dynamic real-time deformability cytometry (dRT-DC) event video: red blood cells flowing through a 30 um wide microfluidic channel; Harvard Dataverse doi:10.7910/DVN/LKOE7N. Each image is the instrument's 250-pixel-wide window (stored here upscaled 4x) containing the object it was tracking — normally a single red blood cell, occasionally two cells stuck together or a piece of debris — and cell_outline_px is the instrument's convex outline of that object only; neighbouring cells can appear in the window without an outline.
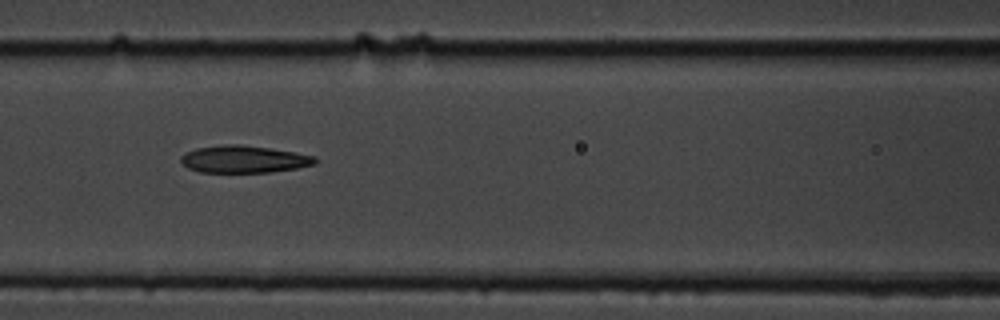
{"species": "common noctule bat (a hibernating species)", "species_latin": "Nyctalus noctula", "temperature_condition": "cold", "stored_images_in_passage": 15, "camera_frame_rate_fps": 3000, "um_per_image_px": 0.085, "animal": {"sex": "male", "body_mass_g": 19.5, "forearm_length_mm": 54.6}, "frame": {"image": 1, "passage_image": 7, "time_ms": 7.667, "image_size_px": [1000, 320], "cell_outline_px": [[320, 160], [316, 164], [296, 168], [272, 172], [200, 172], [188, 168], [180, 160], [180, 156], [184, 152], [196, 148], [228, 144], [240, 144], [272, 148], [296, 152], [316, 156]], "centroid_in_image_um": [20.77, 13.52], "position_along_channel_um": 145.8, "area_um2": 21.56}}
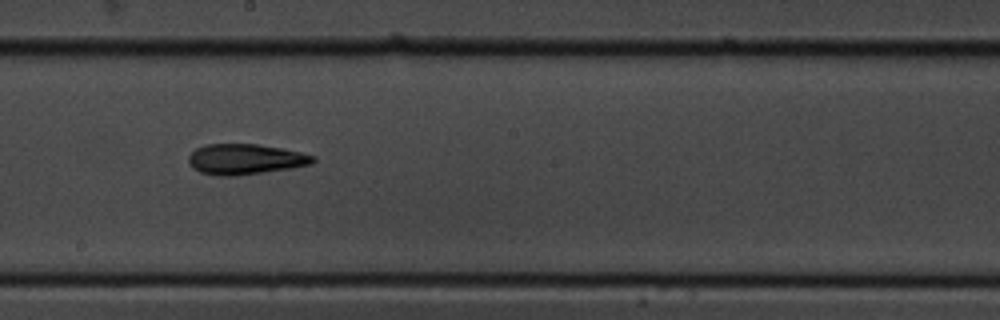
{"frame": {"image": 2, "passage_image": 9, "time_ms": 10.0, "image_size_px": [1000, 320], "cell_outline_px": [[316, 160], [312, 164], [292, 168], [232, 176], [216, 176], [200, 172], [192, 168], [188, 164], [188, 156], [196, 148], [204, 144], [256, 144], [280, 148], [300, 152], [316, 156]], "centroid_in_image_um": [20.82, 13.53], "position_along_channel_um": 227.4, "area_um2": 22.2}}
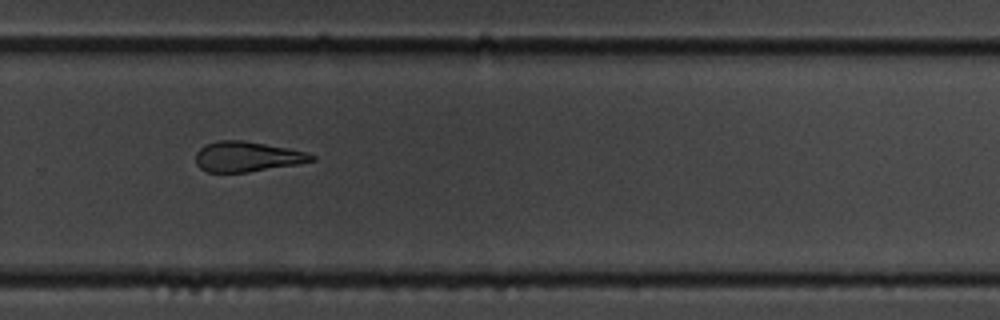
{"frame": {"image": 3, "passage_image": 11, "time_ms": 12.333, "image_size_px": [1000, 320], "cell_outline_px": [[316, 160], [300, 164], [248, 172], [208, 172], [200, 168], [196, 164], [196, 152], [204, 144], [220, 140], [244, 140], [288, 148], [308, 152], [316, 156]], "centroid_in_image_um": [21.03, 13.31], "position_along_channel_um": 308.8, "area_um2": 20.58}, "authors_computed_cell_mechanics": {"area_um2": 21.964, "velocity_mm_per_s": 3.5076, "shape_relaxation_time_tau1_ms": 4.5794, "shape_relaxation_time_tau2_ms": 3.7671, "deformation_change_tau1": 0.1514, "deformation_change_tau2": 0.1319}}